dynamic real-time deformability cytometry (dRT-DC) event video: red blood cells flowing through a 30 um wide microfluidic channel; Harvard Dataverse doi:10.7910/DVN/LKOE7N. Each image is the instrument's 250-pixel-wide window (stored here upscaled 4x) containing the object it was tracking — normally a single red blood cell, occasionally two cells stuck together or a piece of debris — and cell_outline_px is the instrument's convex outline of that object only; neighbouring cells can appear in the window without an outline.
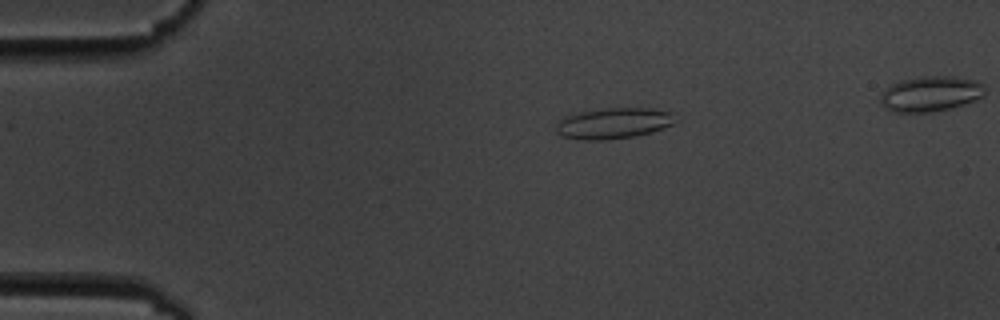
{"species": "common noctule bat (a hibernating species)", "species_latin": "Nyctalus noctula", "temperature_condition": "cold", "stored_images_in_passage": 9, "camera_frame_rate_fps": 3000, "um_per_image_px": 0.085, "animal": {"sex": "male", "body_mass_g": 19.5, "forearm_length_mm": 54.6}, "frame": {"image": 1, "passage_image": 4, "time_ms": 3.333, "image_size_px": [1000, 320], "cell_outline_px": [[672, 124], [652, 132], [632, 136], [600, 140], [584, 140], [564, 136], [556, 132], [556, 124], [560, 120], [568, 116], [580, 112], [608, 108], [652, 108], [672, 112]], "centroid_in_image_um": [52.13, 10.47], "position_along_channel_um": 32.9, "area_um2": 20.92}}
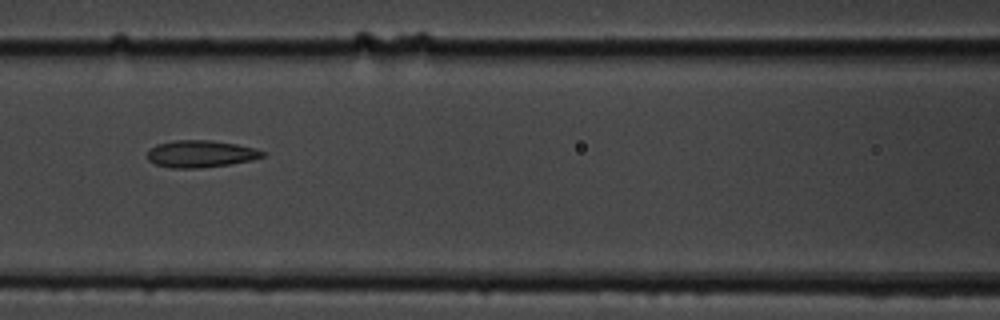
{"frame": {"image": 2, "passage_image": 8, "time_ms": 8.0, "image_size_px": [1000, 320], "cell_outline_px": [[264, 156], [252, 160], [232, 164], [196, 168], [172, 168], [156, 164], [148, 160], [148, 152], [156, 144], [176, 140], [212, 140], [236, 144], [256, 148], [264, 152]], "centroid_in_image_um": [17.08, 13.07], "position_along_channel_um": 149.5, "area_um2": 18.09}}
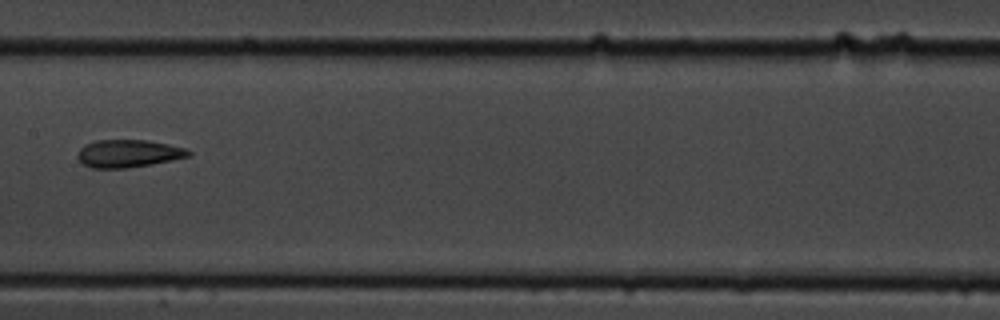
{"frame": {"image": 3, "passage_image": 9, "time_ms": 9.333, "image_size_px": [1000, 320], "cell_outline_px": [[192, 152], [188, 156], [172, 160], [152, 164], [128, 168], [92, 168], [84, 164], [76, 156], [80, 148], [84, 144], [96, 140], [148, 140], [168, 144], [184, 148]], "centroid_in_image_um": [10.88, 13.04], "position_along_channel_um": 196.5, "area_um2": 17.86}}